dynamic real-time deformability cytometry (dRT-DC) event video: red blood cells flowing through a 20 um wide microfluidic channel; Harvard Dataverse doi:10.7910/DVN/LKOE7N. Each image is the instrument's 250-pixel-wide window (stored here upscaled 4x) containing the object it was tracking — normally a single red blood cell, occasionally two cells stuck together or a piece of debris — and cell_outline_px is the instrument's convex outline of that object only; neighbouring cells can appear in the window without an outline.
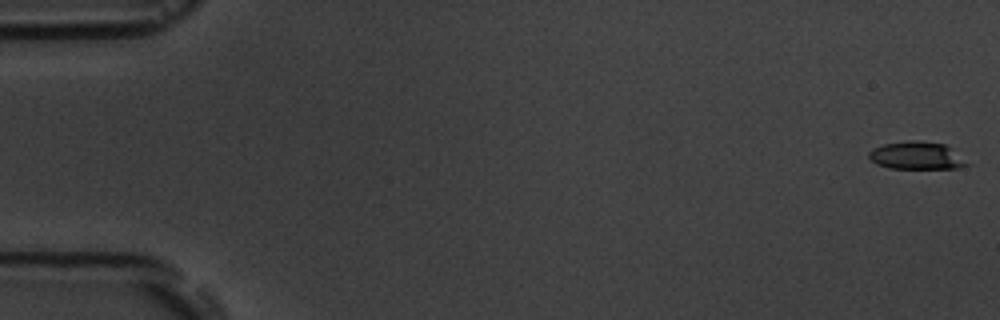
{"species": "common noctule bat (a hibernating species)", "species_latin": "Nyctalus noctula", "temperature_condition": "room temperature", "stored_images_in_passage": 3, "camera_frame_rate_fps": 3000, "um_per_image_px": 0.085, "animal": {"sex": "male", "body_mass_g": 19.5, "forearm_length_mm": 54.6}, "frame": {"image": 1, "passage_image": 1, "time_ms": 0.0, "image_size_px": [1000, 320], "cell_outline_px": [[972, 164], [956, 168], [888, 168], [876, 164], [868, 156], [868, 152], [872, 148], [884, 144], [912, 140], [916, 140], [944, 144]], "centroid_in_image_um": [77.89, 13.23], "position_along_channel_um": 7.1, "area_um2": 15.72}}